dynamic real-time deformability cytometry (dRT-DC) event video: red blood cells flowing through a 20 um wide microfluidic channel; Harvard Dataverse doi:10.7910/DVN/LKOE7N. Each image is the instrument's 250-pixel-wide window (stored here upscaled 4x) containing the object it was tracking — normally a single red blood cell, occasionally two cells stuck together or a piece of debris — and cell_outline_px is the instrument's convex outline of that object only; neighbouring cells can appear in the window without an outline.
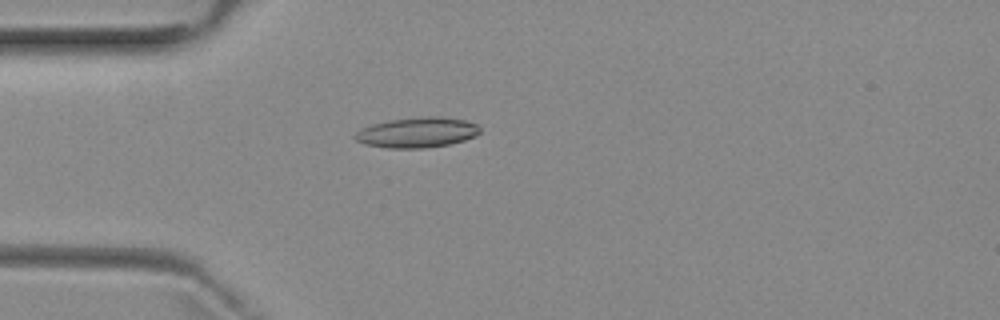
{"species": "common noctule bat (a hibernating species)", "species_latin": "Nyctalus noctula", "temperature_condition": "room temperature", "stored_images_in_passage": 4, "camera_frame_rate_fps": 3000, "um_per_image_px": 0.085, "animal": {"sex": "female", "body_mass_g": 29.2, "forearm_length_mm": 56.3}, "frame": {"image": 1, "passage_image": 4, "time_ms": 3.333, "image_size_px": [1000, 320], "cell_outline_px": [[480, 132], [476, 136], [464, 140], [448, 144], [424, 148], [388, 148], [364, 144], [356, 140], [352, 136], [360, 128], [372, 124], [388, 120], [428, 116], [436, 116], [464, 120], [476, 124], [480, 128]], "centroid_in_image_um": [35.42, 11.26], "position_along_channel_um": 49.6, "area_um2": 22.02}}